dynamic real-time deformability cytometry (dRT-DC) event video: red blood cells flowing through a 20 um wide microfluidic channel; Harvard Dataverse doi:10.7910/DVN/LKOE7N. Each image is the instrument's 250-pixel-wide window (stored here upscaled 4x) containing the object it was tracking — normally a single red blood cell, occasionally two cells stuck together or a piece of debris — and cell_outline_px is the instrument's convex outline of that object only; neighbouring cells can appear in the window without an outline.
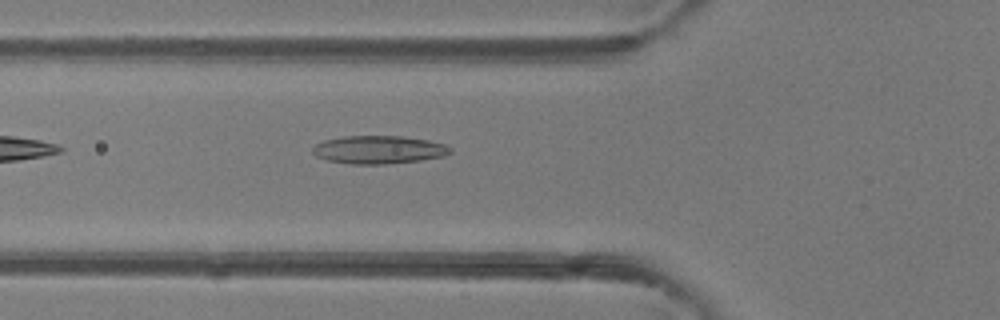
{"species": "common noctule bat (a hibernating species)", "species_latin": "Nyctalus noctula", "temperature_condition": "room temperature", "stored_images_in_passage": 4, "camera_frame_rate_fps": 3000, "um_per_image_px": 0.085, "animal": {"sex": "female"}, "frame": {"image": 1, "passage_image": 4, "time_ms": 1.0, "image_size_px": [1000, 320], "cell_outline_px": [[452, 152], [444, 156], [420, 160], [384, 164], [352, 164], [328, 160], [316, 156], [312, 152], [312, 148], [316, 144], [324, 140], [340, 136], [404, 136], [428, 140], [444, 144], [452, 148]], "centroid_in_image_um": [32.19, 12.71], "position_along_channel_um": 93.6, "area_um2": 22.54}}